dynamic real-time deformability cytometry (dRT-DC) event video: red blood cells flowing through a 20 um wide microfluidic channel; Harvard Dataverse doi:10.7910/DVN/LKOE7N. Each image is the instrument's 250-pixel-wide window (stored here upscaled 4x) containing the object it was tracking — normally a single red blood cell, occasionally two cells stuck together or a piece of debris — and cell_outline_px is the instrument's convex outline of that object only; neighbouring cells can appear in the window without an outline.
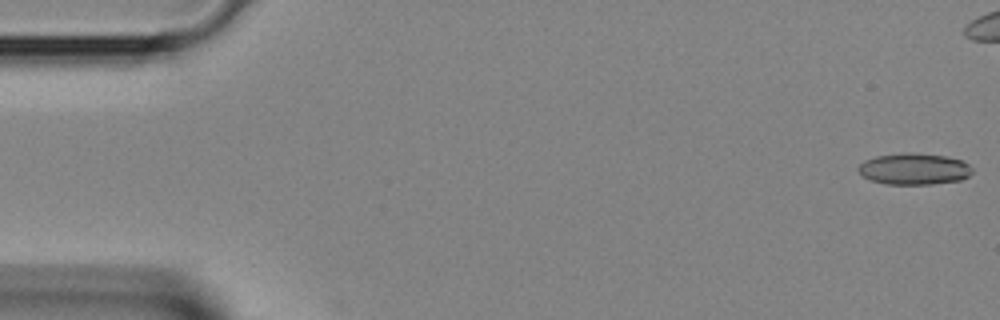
{"species": "Egyptian fruit bat (a non-hibernating species)", "species_latin": "Rousettus aegyptiacus", "temperature_condition": "room temperature", "stored_images_in_passage": 11, "camera_frame_rate_fps": 3000, "um_per_image_px": 0.085, "animal": {"sex": "female"}, "frame": {"image": 1, "passage_image": 1, "time_ms": 0.0, "image_size_px": [1000, 320], "cell_outline_px": [[972, 172], [968, 176], [960, 180], [932, 184], [888, 184], [872, 180], [864, 176], [856, 168], [864, 160], [876, 156], [904, 152], [908, 152], [944, 156], [960, 160], [968, 164], [972, 168]], "centroid_in_image_um": [77.68, 14.35], "position_along_channel_um": 7.3, "area_um2": 20.69}}